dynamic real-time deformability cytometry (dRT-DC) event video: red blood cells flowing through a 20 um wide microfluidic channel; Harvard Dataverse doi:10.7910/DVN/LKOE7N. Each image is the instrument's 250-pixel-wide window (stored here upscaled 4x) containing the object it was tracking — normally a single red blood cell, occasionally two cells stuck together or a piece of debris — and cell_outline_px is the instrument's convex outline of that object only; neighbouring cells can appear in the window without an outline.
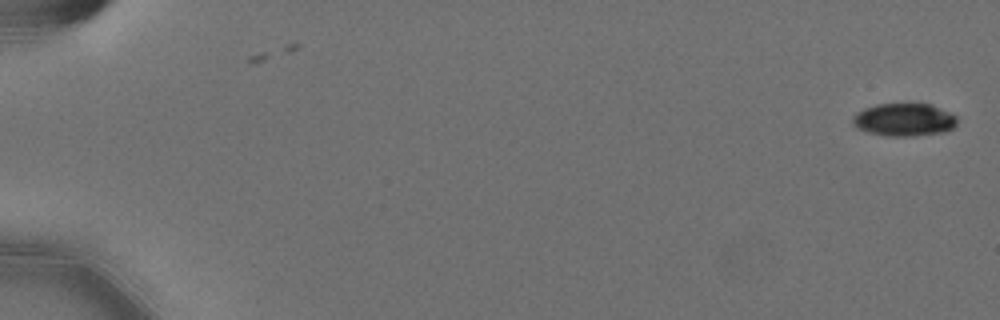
{"species": "Egyptian fruit bat (a non-hibernating species)", "species_latin": "Rousettus aegyptiacus", "temperature_condition": "cold", "stored_images_in_passage": 58, "camera_frame_rate_fps": 3000, "um_per_image_px": 0.085, "animal": {"sex": "female"}, "frame": {"image": 1, "passage_image": 1, "time_ms": 0.0, "image_size_px": [1000, 320], "cell_outline_px": [[956, 124], [952, 128], [944, 132], [916, 136], [888, 136], [868, 132], [856, 128], [852, 124], [852, 116], [856, 112], [864, 108], [876, 104], [932, 104], [956, 116]], "centroid_in_image_um": [76.81, 10.18], "position_along_channel_um": 8.2, "area_um2": 20.06}}
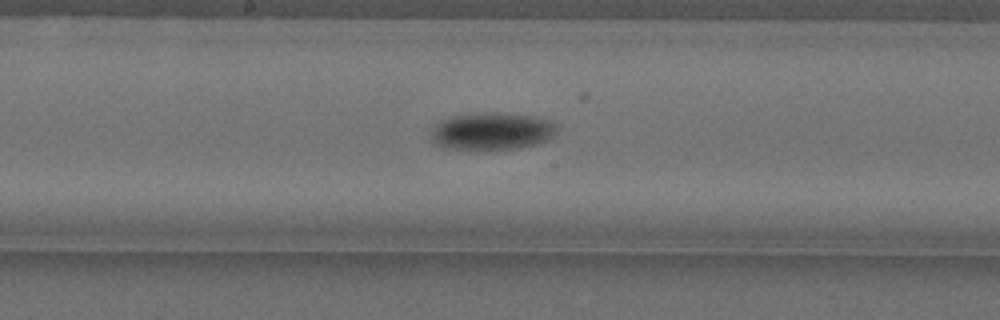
{"frame": {"image": 2, "passage_image": 32, "time_ms": 10.333, "image_size_px": [1000, 320], "cell_outline_px": [[556, 132], [548, 140], [536, 144], [520, 148], [444, 148], [432, 144], [432, 128], [440, 120], [452, 116], [476, 112], [496, 112], [536, 116], [552, 120], [556, 124]], "centroid_in_image_um": [41.82, 11.12], "position_along_channel_um": 206.4, "area_um2": 27.51}}
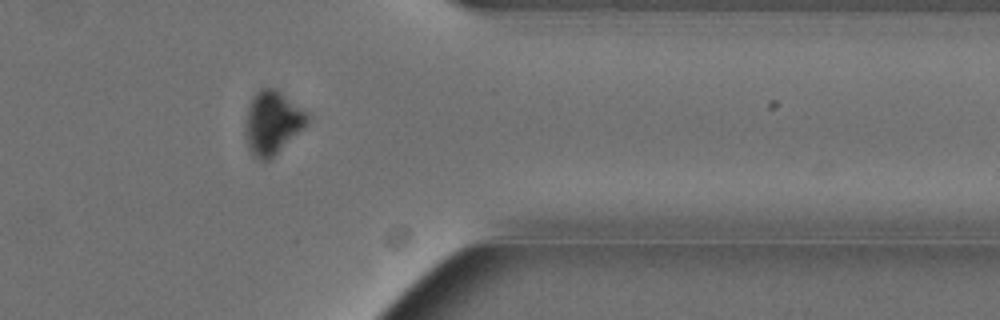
{"frame": {"image": 3, "passage_image": 48, "time_ms": 15.667, "image_size_px": [1000, 320], "cell_outline_px": [[312, 116], [304, 128], [268, 160], [260, 160], [252, 156], [248, 148], [244, 132], [244, 120], [252, 96], [260, 88], [276, 88], [308, 112]], "centroid_in_image_um": [23.14, 10.4], "position_along_channel_um": 388.3, "area_um2": 23.18}, "authors_computed_cell_mechanics": {"area_um2": 23.3512, "velocity_mm_per_s": 3.5821, "shape_relaxation_time_tau1_ms": 3.8138, "shape_relaxation_time_tau2_ms": null, "deformation_change_tau1": 0.1437, "deformation_change_tau2": null}}